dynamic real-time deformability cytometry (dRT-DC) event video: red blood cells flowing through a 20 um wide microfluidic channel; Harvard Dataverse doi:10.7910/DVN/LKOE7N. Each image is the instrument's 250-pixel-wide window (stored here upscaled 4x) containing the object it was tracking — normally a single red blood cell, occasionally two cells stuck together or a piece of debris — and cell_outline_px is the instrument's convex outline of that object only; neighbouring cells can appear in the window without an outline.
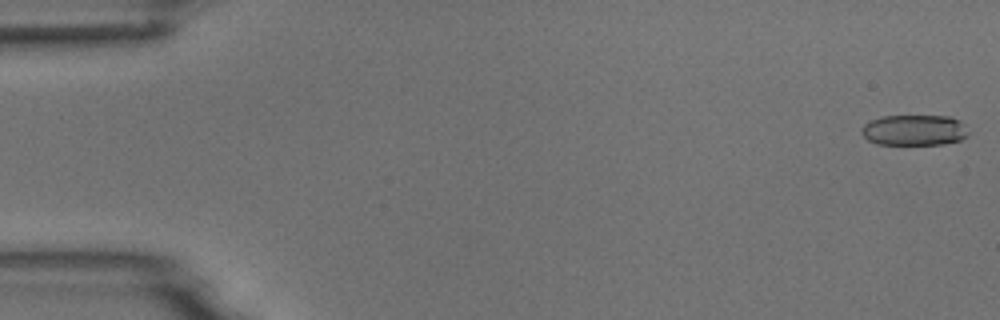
{"species": "common noctule bat (a hibernating species)", "species_latin": "Nyctalus noctula", "temperature_condition": "room temperature", "stored_images_in_passage": 54, "camera_frame_rate_fps": 3000, "um_per_image_px": 0.085, "animal": {"sex": "male", "body_mass_g": 18.8}, "frame": {"image": 1, "passage_image": 1, "time_ms": 0.0, "image_size_px": [1000, 320], "cell_outline_px": [[968, 136], [960, 140], [944, 144], [876, 144], [868, 140], [860, 132], [864, 124], [872, 120], [884, 116], [948, 116], [960, 120], [964, 124], [968, 132]], "centroid_in_image_um": [77.73, 11.06], "position_along_channel_um": 7.3, "area_um2": 19.13}}
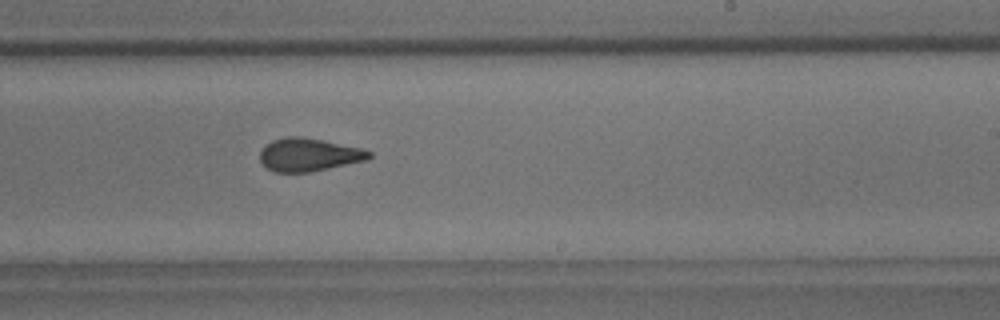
{"frame": {"image": 2, "passage_image": 33, "time_ms": 10.667, "image_size_px": [1000, 320], "cell_outline_px": [[372, 156], [368, 160], [308, 172], [272, 172], [260, 160], [260, 148], [264, 144], [272, 140], [288, 136], [300, 136], [360, 148], [372, 152]], "centroid_in_image_um": [26.21, 13.15], "position_along_channel_um": 262.8, "area_um2": 20.92}}
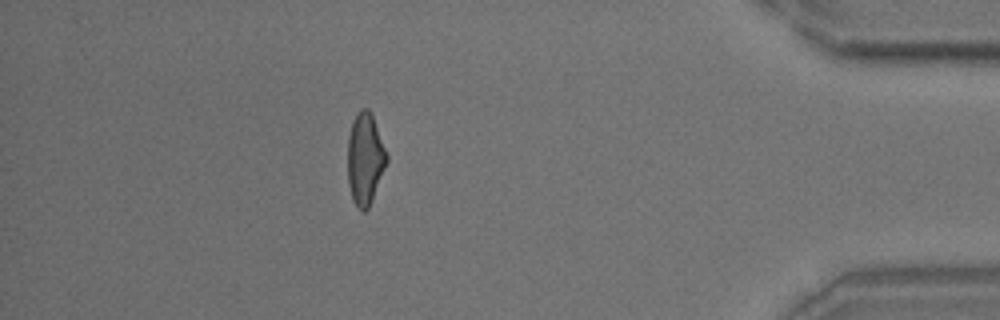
{"frame": {"image": 3, "passage_image": 48, "time_ms": 15.667, "image_size_px": [1000, 320], "cell_outline_px": [[388, 160], [372, 200], [368, 208], [364, 212], [352, 200], [348, 184], [348, 136], [352, 124], [360, 108], [368, 108], [372, 116], [388, 156]], "centroid_in_image_um": [31.02, 13.52], "position_along_channel_um": 404.2, "area_um2": 20.52}, "authors_computed_cell_mechanics": {"area_um2": 21.2126, "velocity_mm_per_s": 3.7236, "shape_relaxation_time_tau1_ms": null, "shape_relaxation_time_tau2_ms": 1.5876, "deformation_change_tau1": null, "deformation_change_tau2": 0.0952}}